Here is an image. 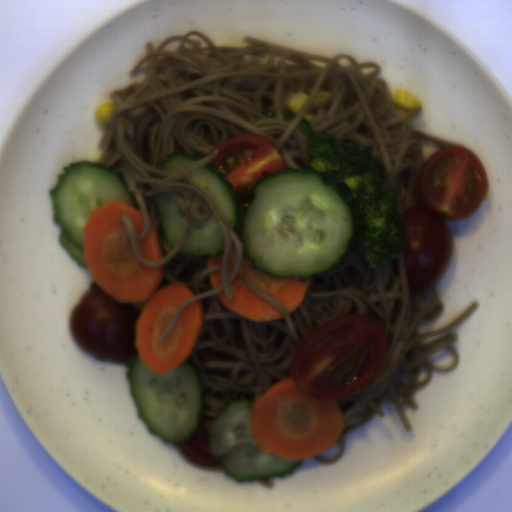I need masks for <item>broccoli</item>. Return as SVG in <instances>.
I'll use <instances>...</instances> for the list:
<instances>
[{"mask_svg": "<svg viewBox=\"0 0 512 512\" xmlns=\"http://www.w3.org/2000/svg\"><path fill=\"white\" fill-rule=\"evenodd\" d=\"M305 142L311 153L309 167L336 172L366 214V231L357 236L367 268L393 261L407 245L405 223L399 212V192L381 184L383 167L375 155L366 146L328 132L310 131Z\"/></svg>", "mask_w": 512, "mask_h": 512, "instance_id": "1", "label": "broccoli"}]
</instances>
